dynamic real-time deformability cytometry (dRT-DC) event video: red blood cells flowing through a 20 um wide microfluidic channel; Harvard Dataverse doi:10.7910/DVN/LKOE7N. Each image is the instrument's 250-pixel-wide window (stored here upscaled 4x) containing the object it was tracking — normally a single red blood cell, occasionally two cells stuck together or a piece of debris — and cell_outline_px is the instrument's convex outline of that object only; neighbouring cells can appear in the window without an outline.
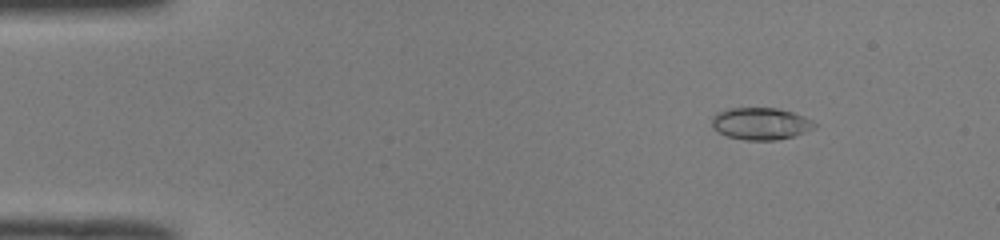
{"species": "common noctule bat (a hibernating species)", "species_latin": "Nyctalus noctula", "temperature_condition": "room temperature", "stored_images_in_passage": 51, "camera_frame_rate_fps": 3000, "um_per_image_px": 0.085, "animal": {"sex": "male", "body_mass_g": 19.0, "forearm_length_mm": 50.8}, "frame": {"image": 1, "passage_image": 7, "time_ms": 2.0, "image_size_px": [1000, 240], "cell_outline_px": [[816, 128], [792, 136], [776, 140], [748, 140], [728, 136], [712, 128], [712, 116], [716, 112], [728, 108], [776, 108], [792, 112], [812, 120], [816, 124]], "centroid_in_image_um": [64.64, 10.5], "position_along_channel_um": 20.4, "area_um2": 19.07}}
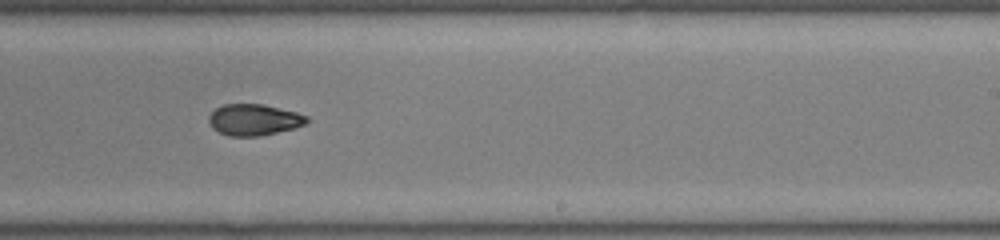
{"frame": {"image": 2, "passage_image": 32, "time_ms": 10.333, "image_size_px": [1000, 240], "cell_outline_px": [[312, 120], [304, 124], [292, 128], [260, 136], [228, 136], [212, 128], [208, 120], [208, 116], [216, 108], [224, 104], [264, 104], [296, 112], [308, 116]], "centroid_in_image_um": [21.59, 10.17], "position_along_channel_um": 267.4, "area_um2": 17.86}}
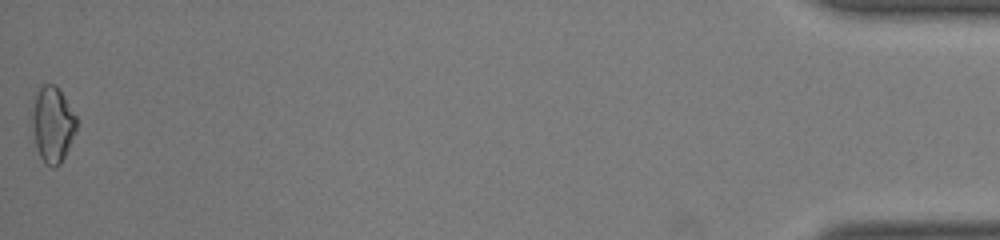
{"frame": {"image": 3, "passage_image": 51, "time_ms": 16.667, "image_size_px": [1000, 240], "cell_outline_px": [[76, 132], [60, 164], [56, 168], [52, 168], [44, 164], [36, 148], [32, 120], [32, 112], [36, 92], [40, 84], [56, 84], [64, 96], [76, 116]], "centroid_in_image_um": [4.47, 10.57], "position_along_channel_um": 430.7, "area_um2": 19.65}, "authors_computed_cell_mechanics": {"area_um2": 18.3804, "velocity_mm_per_s": 4.064, "shape_relaxation_time_tau1_ms": null, "shape_relaxation_time_tau2_ms": 3.2743, "deformation_change_tau1": null, "deformation_change_tau2": 0.0769}}